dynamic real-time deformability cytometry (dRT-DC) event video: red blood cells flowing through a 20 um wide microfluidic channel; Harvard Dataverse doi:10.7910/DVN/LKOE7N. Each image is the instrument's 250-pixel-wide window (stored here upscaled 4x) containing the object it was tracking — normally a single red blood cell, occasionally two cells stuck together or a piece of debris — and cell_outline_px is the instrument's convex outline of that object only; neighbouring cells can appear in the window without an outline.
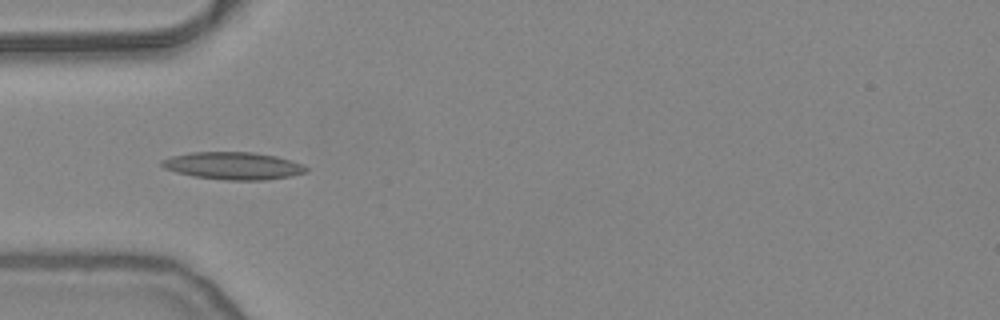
{"species": "common noctule bat (a hibernating species)", "species_latin": "Nyctalus noctula", "temperature_condition": "warm", "stored_images_in_passage": 40, "camera_frame_rate_fps": 3000, "um_per_image_px": 0.085, "animal": {"sex": "female", "body_mass_g": 24.6, "forearm_length_mm": 56.2}, "frame": {"image": 1, "passage_image": 3, "time_ms": 0.667, "image_size_px": [1000, 320], "cell_outline_px": [[308, 172], [292, 176], [264, 180], [224, 180], [196, 176], [176, 172], [164, 168], [160, 164], [160, 160], [172, 156], [192, 152], [252, 152], [276, 156], [292, 160], [304, 164], [308, 168]], "centroid_in_image_um": [19.86, 14.09], "position_along_channel_um": 65.1, "area_um2": 23.18}}
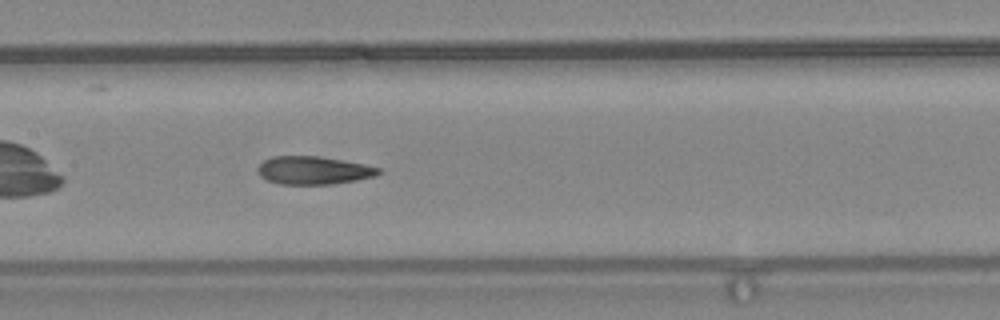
{"frame": {"image": 2, "passage_image": 12, "time_ms": 3.667, "image_size_px": [1000, 320], "cell_outline_px": [[380, 172], [376, 176], [356, 180], [328, 184], [280, 184], [268, 180], [260, 176], [256, 172], [256, 168], [264, 160], [272, 156], [316, 156], [364, 164], [380, 168]], "centroid_in_image_um": [26.6, 14.48], "position_along_channel_um": 180.8, "area_um2": 19.59}}
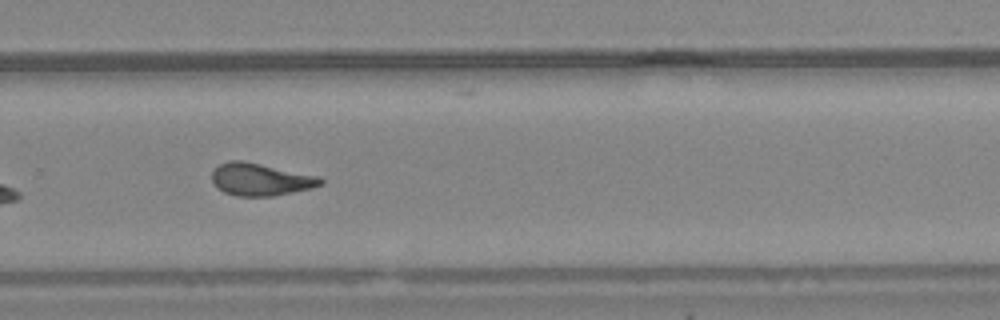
{"frame": {"image": 3, "passage_image": 22, "time_ms": 7.0, "image_size_px": [1000, 320], "cell_outline_px": [[324, 184], [312, 188], [272, 196], [236, 196], [224, 192], [216, 188], [212, 180], [212, 172], [220, 164], [228, 160], [244, 160], [320, 176], [324, 180]], "centroid_in_image_um": [22.16, 15.24], "position_along_channel_um": 307.6, "area_um2": 20.75}, "authors_computed_cell_mechanics": {"area_um2": 20.4901, "velocity_mm_per_s": 3.8363, "shape_relaxation_time_tau1_ms": null, "shape_relaxation_time_tau2_ms": 1.7459, "deformation_change_tau1": null, "deformation_change_tau2": 0.0994}}